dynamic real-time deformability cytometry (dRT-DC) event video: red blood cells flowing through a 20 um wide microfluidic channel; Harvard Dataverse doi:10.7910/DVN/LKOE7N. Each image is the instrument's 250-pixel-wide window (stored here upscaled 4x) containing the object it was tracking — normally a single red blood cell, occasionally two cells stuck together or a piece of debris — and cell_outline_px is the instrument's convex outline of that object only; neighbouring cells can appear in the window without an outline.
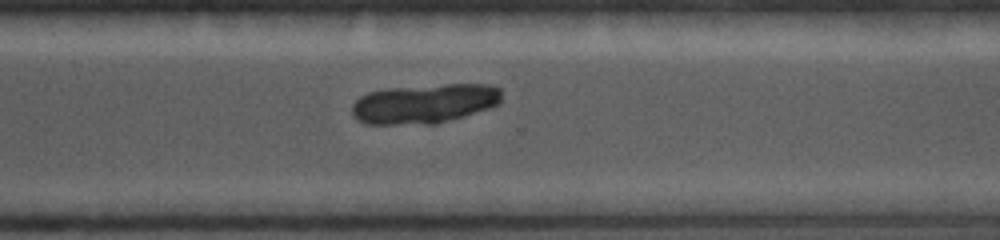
{"species": "common noctule bat (a hibernating species)", "species_latin": "Nyctalus noctula", "temperature_condition": "cold", "stored_images_in_passage": 30, "camera_frame_rate_fps": 5000, "um_per_image_px": 0.085, "animal": {"sex": "female", "body_mass_g": 19.0, "forearm_length_mm": 56.7}, "frame": {"image": 1, "passage_image": 23, "time_ms": 9.8, "image_size_px": [1000, 240], "cell_outline_px": [[500, 104], [464, 116], [436, 124], [364, 124], [356, 120], [352, 116], [352, 104], [360, 96], [368, 92], [384, 88], [444, 84], [492, 84], [500, 88]], "centroid_in_image_um": [36.04, 8.8], "position_along_channel_um": 334.6, "area_um2": 34.85}}
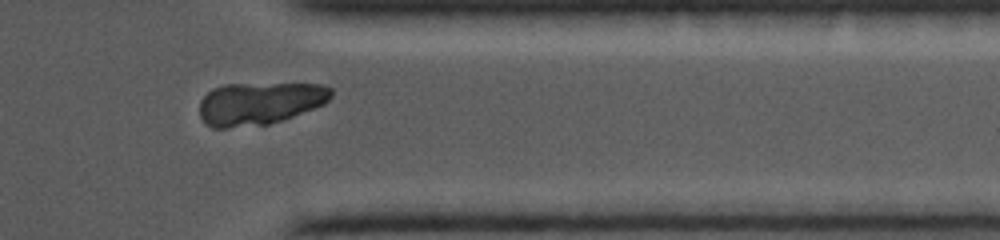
{"frame": {"image": 2, "passage_image": 26, "time_ms": 11.0, "image_size_px": [1000, 240], "cell_outline_px": [[332, 96], [324, 104], [284, 120], [268, 124], [228, 128], [212, 128], [204, 124], [200, 116], [200, 100], [212, 88], [224, 84], [324, 84], [332, 88]], "centroid_in_image_um": [22.05, 8.79], "position_along_channel_um": 389.3, "area_um2": 32.95}}
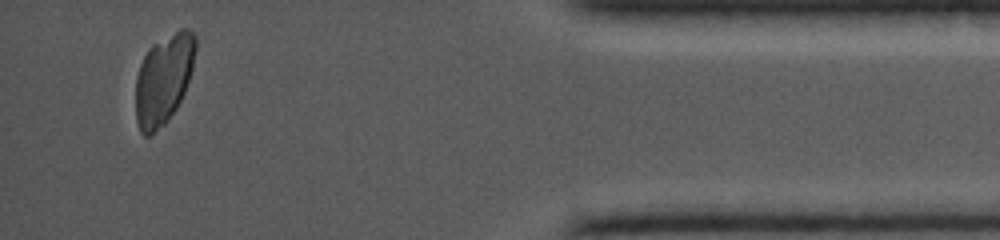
{"frame": {"image": 3, "passage_image": 30, "time_ms": 12.6, "image_size_px": [1000, 240], "cell_outline_px": [[196, 48], [192, 68], [184, 92], [176, 108], [168, 120], [164, 124], [148, 136], [144, 136], [140, 132], [136, 120], [136, 76], [140, 64], [148, 48], [152, 44], [180, 28], [188, 28], [196, 36]], "centroid_in_image_um": [13.9, 6.71], "position_along_channel_um": 421.3, "area_um2": 31.33}}